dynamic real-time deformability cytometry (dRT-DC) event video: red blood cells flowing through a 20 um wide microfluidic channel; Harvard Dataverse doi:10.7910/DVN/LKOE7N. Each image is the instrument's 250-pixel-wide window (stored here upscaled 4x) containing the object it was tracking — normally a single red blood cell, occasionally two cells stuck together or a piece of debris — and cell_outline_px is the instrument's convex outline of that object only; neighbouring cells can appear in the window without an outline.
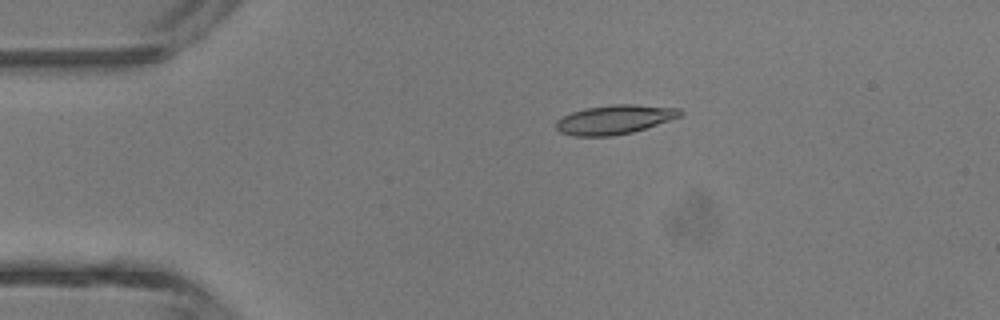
{"species": "common noctule bat (a hibernating species)", "species_latin": "Nyctalus noctula", "temperature_condition": "room temperature", "stored_images_in_passage": 3, "camera_frame_rate_fps": 3000, "um_per_image_px": 0.085, "animal": {"sex": "male", "body_mass_g": 13.3}, "frame": {"image": 1, "passage_image": 2, "time_ms": 1.0, "image_size_px": [1000, 320], "cell_outline_px": [[684, 112], [680, 116], [632, 132], [612, 136], [576, 136], [560, 132], [556, 128], [556, 120], [572, 112], [584, 108], [612, 104], [636, 104], [680, 108]], "centroid_in_image_um": [52.22, 10.15], "position_along_channel_um": 32.8, "area_um2": 20.98}}